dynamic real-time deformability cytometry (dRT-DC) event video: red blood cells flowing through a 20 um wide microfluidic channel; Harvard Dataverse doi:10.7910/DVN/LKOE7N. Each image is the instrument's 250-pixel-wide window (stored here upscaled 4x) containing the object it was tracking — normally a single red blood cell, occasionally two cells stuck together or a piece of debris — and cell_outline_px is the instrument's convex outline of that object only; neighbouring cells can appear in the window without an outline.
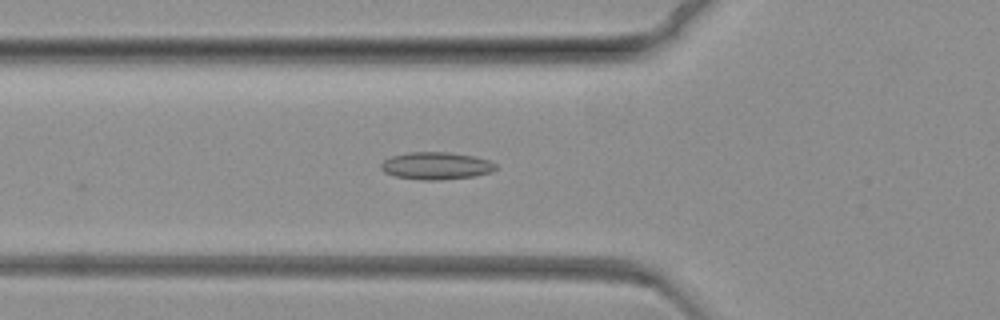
{"species": "common noctule bat (a hibernating species)", "species_latin": "Nyctalus noctula", "temperature_condition": "warm", "stored_images_in_passage": 47, "camera_frame_rate_fps": 3000, "um_per_image_px": 0.085, "animal": {"sex": "female", "body_mass_g": 19.3, "forearm_length_mm": 54.1}, "frame": {"image": 1, "passage_image": 4, "time_ms": 1.0, "image_size_px": [1000, 320], "cell_outline_px": [[496, 168], [492, 172], [472, 176], [440, 180], [420, 180], [392, 176], [384, 172], [380, 168], [380, 164], [384, 160], [392, 156], [408, 152], [448, 152], [476, 156], [488, 160], [496, 164]], "centroid_in_image_um": [37.04, 14.09], "position_along_channel_um": 88.8, "area_um2": 18.44}}
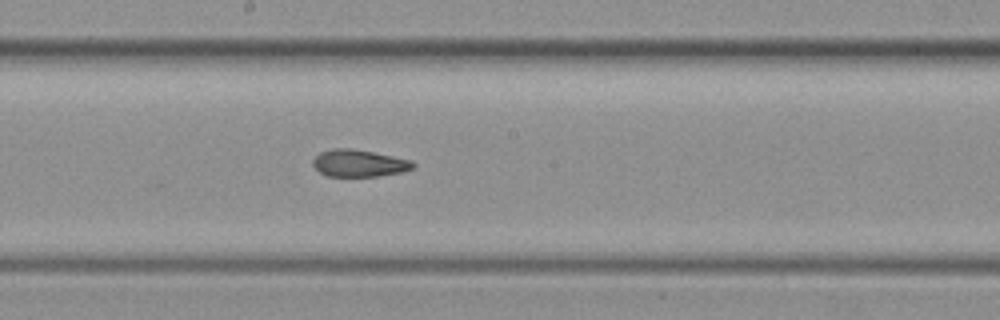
{"frame": {"image": 2, "passage_image": 18, "time_ms": 5.667, "image_size_px": [1000, 320], "cell_outline_px": [[416, 168], [400, 172], [380, 176], [328, 176], [320, 172], [312, 164], [312, 160], [320, 152], [332, 148], [352, 148], [412, 160], [416, 164]], "centroid_in_image_um": [30.53, 13.87], "position_along_channel_um": 217.7, "area_um2": 15.84}}
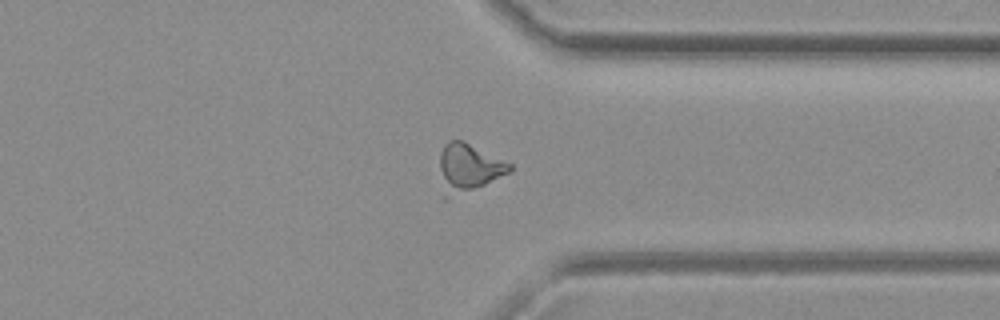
{"frame": {"image": 3, "passage_image": 35, "time_ms": 11.333, "image_size_px": [1000, 320], "cell_outline_px": [[512, 172], [448, 200], [444, 200], [440, 168], [440, 152], [444, 144], [448, 140], [464, 140], [512, 164]], "centroid_in_image_um": [39.81, 14.26], "position_along_channel_um": 371.6, "area_um2": 19.83}}